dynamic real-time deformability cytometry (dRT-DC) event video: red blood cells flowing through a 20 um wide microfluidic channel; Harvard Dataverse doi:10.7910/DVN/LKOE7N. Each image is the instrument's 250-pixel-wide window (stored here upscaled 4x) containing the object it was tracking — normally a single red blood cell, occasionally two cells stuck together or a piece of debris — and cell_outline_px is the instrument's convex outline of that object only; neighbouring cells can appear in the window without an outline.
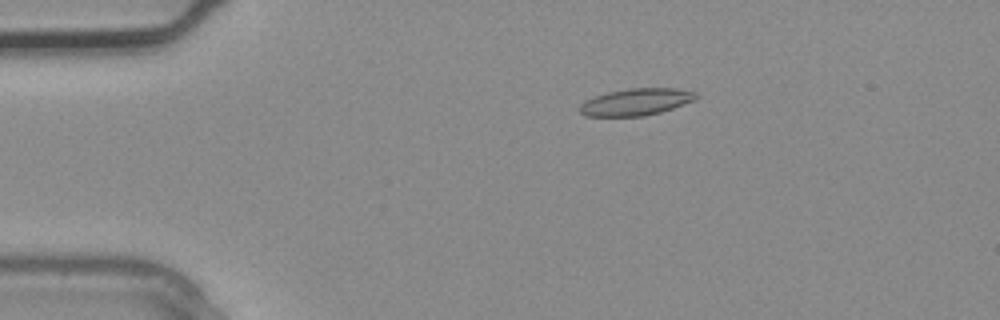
{"species": "common noctule bat (a hibernating species)", "species_latin": "Nyctalus noctula", "temperature_condition": "warm", "stored_images_in_passage": 2, "camera_frame_rate_fps": 3000, "um_per_image_px": 0.085, "animal": {"sex": "male", "body_mass_g": 20.4}, "frame": {"image": 1, "passage_image": 1, "time_ms": 0.0, "image_size_px": [1000, 320], "cell_outline_px": [[700, 96], [684, 104], [660, 112], [644, 116], [584, 116], [580, 112], [580, 104], [584, 100], [608, 92], [628, 88], [676, 88], [696, 92]], "centroid_in_image_um": [54.05, 8.66], "position_along_channel_um": 30.9, "area_um2": 18.21}}
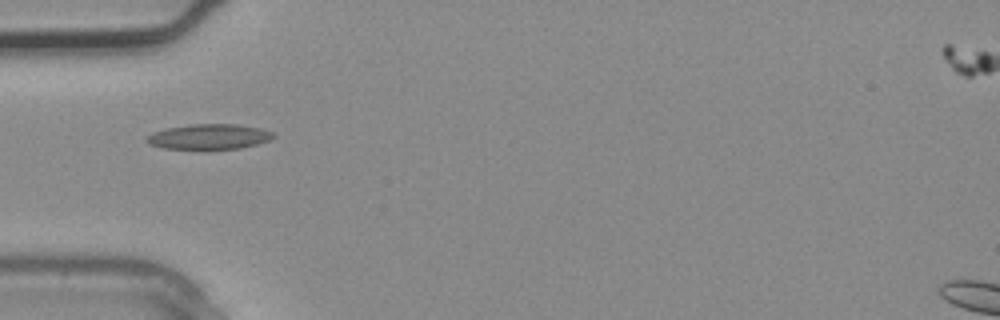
{"frame": {"image": 2, "passage_image": 2, "time_ms": 0.333, "image_size_px": [1000, 320], "cell_outline_px": [[276, 136], [268, 140], [256, 144], [240, 148], [204, 152], [164, 148], [148, 144], [144, 140], [144, 136], [152, 132], [168, 128], [192, 124], [236, 124], [260, 128], [276, 132]], "centroid_in_image_um": [17.72, 11.66], "position_along_channel_um": 67.3, "area_um2": 19.59}}